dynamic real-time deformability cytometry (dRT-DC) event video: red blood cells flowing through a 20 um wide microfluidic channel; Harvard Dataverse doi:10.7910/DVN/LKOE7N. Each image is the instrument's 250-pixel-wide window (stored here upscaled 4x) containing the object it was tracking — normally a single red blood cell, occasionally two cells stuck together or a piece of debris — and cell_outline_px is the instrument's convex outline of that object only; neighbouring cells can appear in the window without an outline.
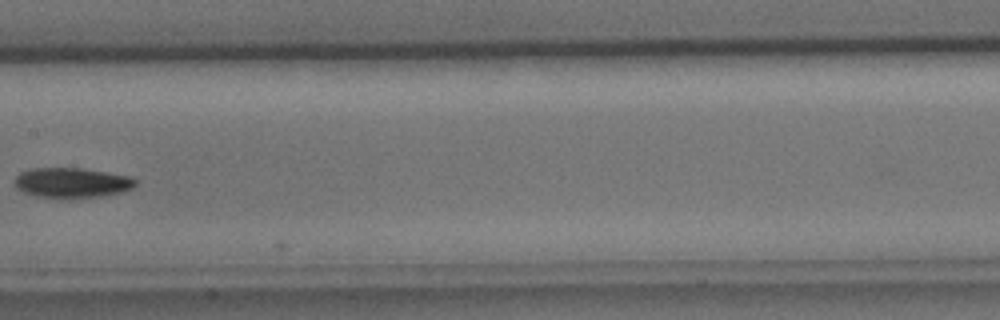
{"species": "common noctule bat (a hibernating species)", "species_latin": "Nyctalus noctula", "temperature_condition": "cold", "stored_images_in_passage": 7, "camera_frame_rate_fps": 3000, "um_per_image_px": 0.085, "animal": {"sex": "male", "body_mass_g": 15.6}, "frame": {"image": 1, "passage_image": 7, "time_ms": 7.667, "image_size_px": [1000, 320], "cell_outline_px": [[136, 184], [132, 188], [120, 192], [100, 196], [68, 200], [36, 196], [24, 192], [16, 188], [12, 180], [20, 172], [32, 168], [80, 168], [128, 176], [136, 180]], "centroid_in_image_um": [6.03, 15.55], "position_along_channel_um": 201.4, "area_um2": 21.44}}